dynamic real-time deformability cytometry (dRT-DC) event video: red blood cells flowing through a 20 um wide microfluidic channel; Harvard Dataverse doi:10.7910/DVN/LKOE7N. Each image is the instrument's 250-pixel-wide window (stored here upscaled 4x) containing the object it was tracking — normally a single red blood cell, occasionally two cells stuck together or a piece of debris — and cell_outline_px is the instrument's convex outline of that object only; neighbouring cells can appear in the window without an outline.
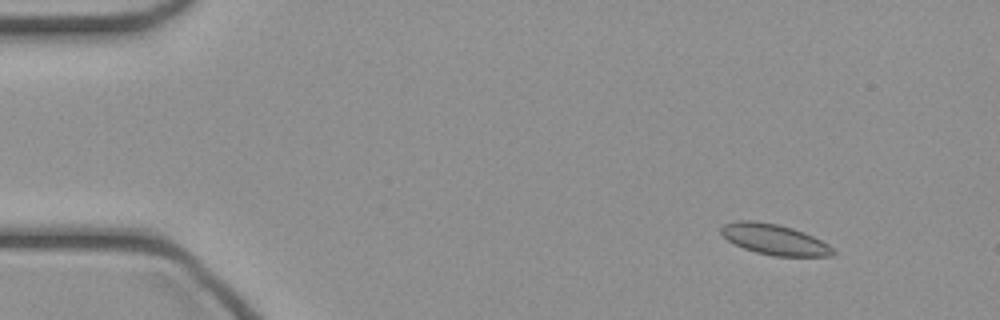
{"species": "common noctule bat (a hibernating species)", "species_latin": "Nyctalus noctula", "temperature_condition": "cold", "stored_images_in_passage": 43, "camera_frame_rate_fps": 3000, "um_per_image_px": 0.085, "animal": {"sex": "female", "body_mass_g": 21.9}, "frame": {"image": 1, "passage_image": 1, "time_ms": 0.0, "image_size_px": [1000, 320], "cell_outline_px": [[836, 252], [832, 256], [776, 256], [756, 252], [744, 248], [728, 240], [720, 232], [720, 228], [724, 224], [736, 220], [756, 220], [776, 224], [792, 228], [804, 232], [828, 244]], "centroid_in_image_um": [65.81, 20.34], "position_along_channel_um": 19.2, "area_um2": 19.83}}
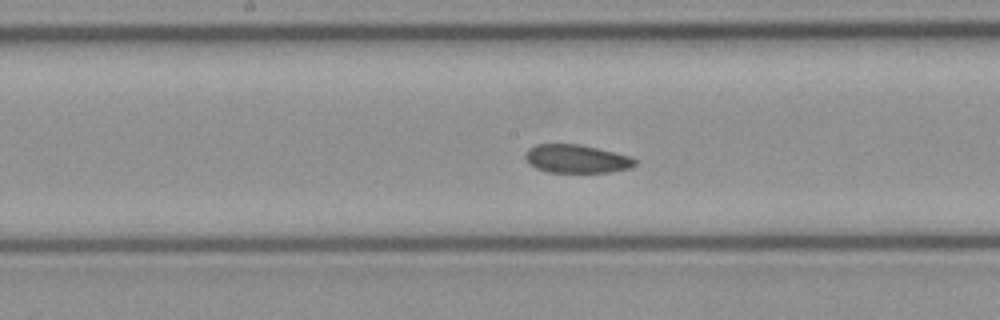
{"frame": {"image": 2, "passage_image": 20, "time_ms": 6.333, "image_size_px": [1000, 320], "cell_outline_px": [[636, 164], [628, 168], [608, 172], [548, 172], [536, 168], [524, 156], [528, 148], [536, 144], [580, 144], [632, 156], [636, 160]], "centroid_in_image_um": [49.01, 13.49], "position_along_channel_um": 199.2, "area_um2": 17.98}}
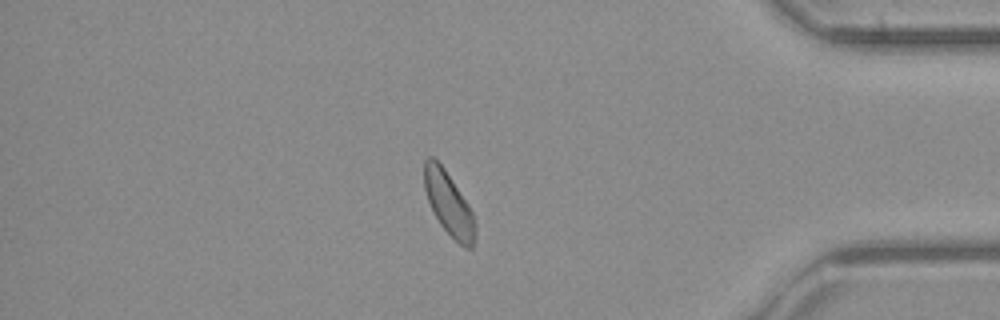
{"frame": {"image": 3, "passage_image": 36, "time_ms": 11.667, "image_size_px": [1000, 320], "cell_outline_px": [[476, 232], [472, 248], [464, 248], [440, 224], [428, 200], [424, 188], [424, 160], [428, 156], [432, 156], [444, 168], [468, 204], [472, 212], [476, 224]], "centroid_in_image_um": [38.15, 17.31], "position_along_channel_um": 397.1, "area_um2": 18.5}}